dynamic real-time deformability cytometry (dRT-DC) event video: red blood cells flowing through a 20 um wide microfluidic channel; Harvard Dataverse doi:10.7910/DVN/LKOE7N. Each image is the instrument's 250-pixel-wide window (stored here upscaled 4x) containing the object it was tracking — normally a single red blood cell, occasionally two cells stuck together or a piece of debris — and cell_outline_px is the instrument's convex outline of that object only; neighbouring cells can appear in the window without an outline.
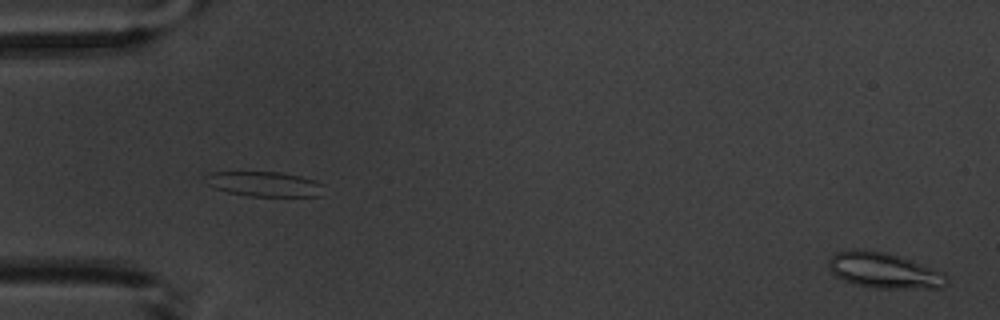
{"species": "common noctule bat (a hibernating species)", "species_latin": "Nyctalus noctula", "temperature_condition": "warm", "stored_images_in_passage": 2, "camera_frame_rate_fps": 3000, "um_per_image_px": 0.085, "animal": {"sex": "male", "body_mass_g": 20.1, "forearm_length_mm": 53.5}, "frame": {"image": 1, "passage_image": 2, "time_ms": 1.333, "image_size_px": [1000, 320], "cell_outline_px": [[944, 276], [940, 288], [872, 288], [856, 284], [844, 280], [836, 276], [832, 272], [828, 264], [828, 260], [836, 252], [852, 248], [860, 248], [888, 252], [912, 260], [944, 272]], "centroid_in_image_um": [75.06, 22.95], "position_along_channel_um": 9.9, "area_um2": 24.39}}